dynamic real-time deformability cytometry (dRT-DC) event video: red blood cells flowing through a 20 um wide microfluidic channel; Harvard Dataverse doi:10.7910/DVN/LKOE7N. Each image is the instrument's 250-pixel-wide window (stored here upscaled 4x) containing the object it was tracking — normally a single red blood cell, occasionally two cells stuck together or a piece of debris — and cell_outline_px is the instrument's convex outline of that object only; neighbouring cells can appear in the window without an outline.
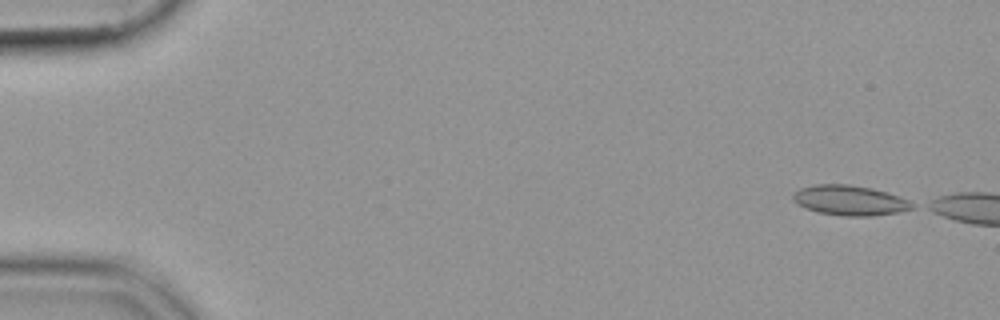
{"species": "common noctule bat (a hibernating species)", "species_latin": "Nyctalus noctula", "temperature_condition": "cold", "stored_images_in_passage": 1, "camera_frame_rate_fps": 3000, "um_per_image_px": 0.085, "animal": {"sex": "female", "body_mass_g": 19.9}, "frame": {"image": 1, "passage_image": 1, "time_ms": 0.0, "image_size_px": [1000, 320], "cell_outline_px": [[916, 208], [896, 212], [872, 216], [844, 216], [816, 212], [804, 208], [796, 204], [792, 200], [792, 192], [800, 188], [812, 184], [848, 184], [872, 188], [888, 192], [900, 196], [916, 204]], "centroid_in_image_um": [72.2, 17.02], "position_along_channel_um": 12.8, "area_um2": 21.27}}